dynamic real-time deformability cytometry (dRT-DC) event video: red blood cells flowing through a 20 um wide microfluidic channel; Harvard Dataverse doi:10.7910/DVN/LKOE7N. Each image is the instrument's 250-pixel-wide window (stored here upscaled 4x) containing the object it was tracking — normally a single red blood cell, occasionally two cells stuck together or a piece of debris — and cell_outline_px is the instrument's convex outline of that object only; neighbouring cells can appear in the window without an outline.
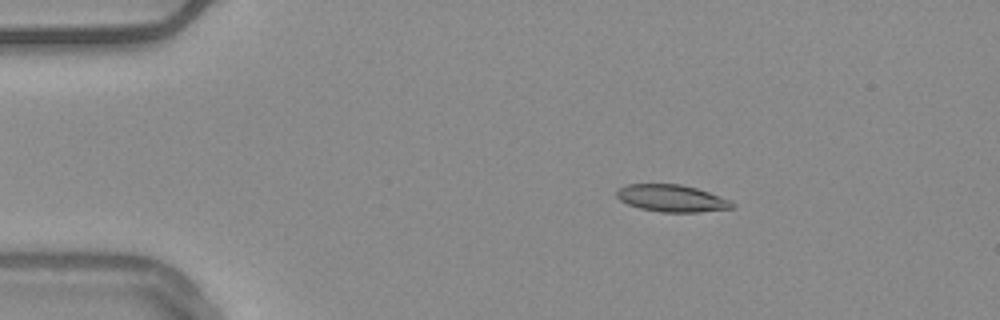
{"species": "common noctule bat (a hibernating species)", "species_latin": "Nyctalus noctula", "temperature_condition": "warm", "stored_images_in_passage": 15, "camera_frame_rate_fps": 3000, "um_per_image_px": 0.085, "animal": {"sex": "male", "body_mass_g": 20.4}, "frame": {"image": 1, "passage_image": 9, "time_ms": 2.667, "image_size_px": [1000, 320], "cell_outline_px": [[736, 204], [732, 208], [696, 212], [660, 212], [640, 208], [628, 204], [620, 200], [616, 196], [616, 192], [620, 188], [628, 184], [680, 184], [696, 188], [732, 200]], "centroid_in_image_um": [57.11, 16.85], "position_along_channel_um": 27.9, "area_um2": 18.15}}